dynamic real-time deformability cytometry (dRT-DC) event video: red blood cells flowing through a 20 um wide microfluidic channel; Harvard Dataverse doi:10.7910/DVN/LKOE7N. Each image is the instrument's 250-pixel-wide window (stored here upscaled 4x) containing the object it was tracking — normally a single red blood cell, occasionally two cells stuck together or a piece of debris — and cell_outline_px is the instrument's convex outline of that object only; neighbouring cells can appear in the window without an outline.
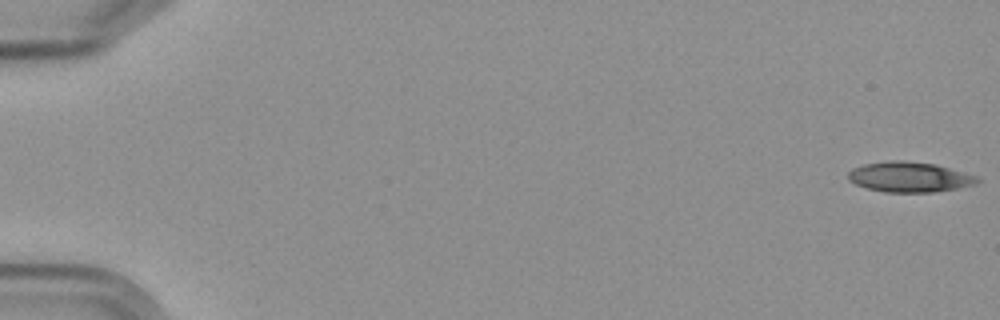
{"species": "Egyptian fruit bat (a non-hibernating species)", "species_latin": "Rousettus aegyptiacus", "temperature_condition": "cold", "stored_images_in_passage": 6, "camera_frame_rate_fps": 3000, "um_per_image_px": 0.085, "frame": {"image": 1, "passage_image": 1, "time_ms": 0.0, "image_size_px": [1000, 320], "cell_outline_px": [[980, 180], [976, 184], [956, 188], [932, 192], [884, 192], [868, 188], [856, 184], [848, 180], [848, 172], [852, 168], [864, 164], [888, 160], [904, 160], [936, 164], [964, 172], [976, 176]], "centroid_in_image_um": [77.28, 15.03], "position_along_channel_um": 7.7, "area_um2": 22.72}}
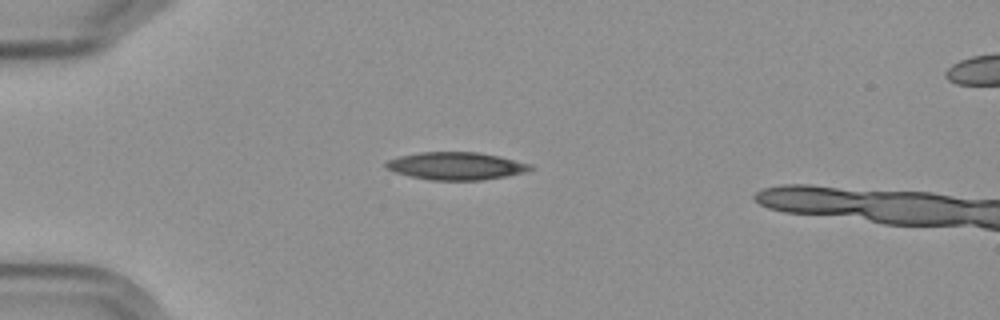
{"frame": {"image": 2, "passage_image": 5, "time_ms": 5.0, "image_size_px": [1000, 320], "cell_outline_px": [[536, 168], [524, 172], [508, 176], [484, 180], [428, 180], [396, 172], [384, 168], [384, 164], [388, 160], [400, 156], [420, 152], [480, 152], [500, 156], [532, 164]], "centroid_in_image_um": [38.81, 14.1], "position_along_channel_um": 46.2, "area_um2": 23.41}}